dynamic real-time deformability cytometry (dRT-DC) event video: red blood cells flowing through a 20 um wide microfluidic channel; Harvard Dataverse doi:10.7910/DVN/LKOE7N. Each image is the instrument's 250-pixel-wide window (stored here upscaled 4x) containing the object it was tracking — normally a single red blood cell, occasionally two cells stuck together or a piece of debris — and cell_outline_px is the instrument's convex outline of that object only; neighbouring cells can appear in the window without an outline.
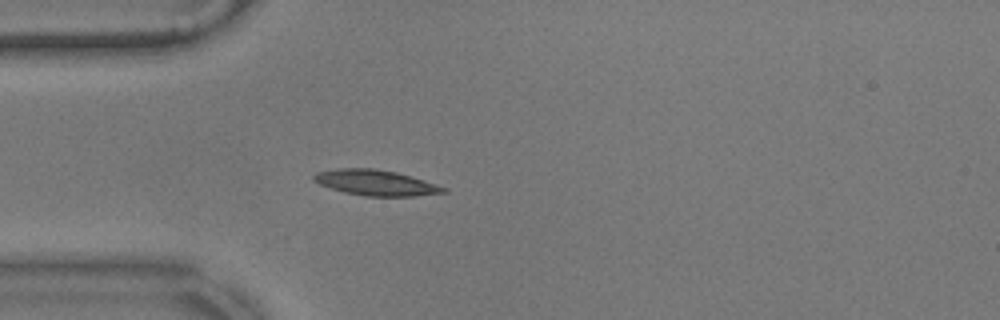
{"species": "common noctule bat (a hibernating species)", "species_latin": "Nyctalus noctula", "temperature_condition": "warm", "stored_images_in_passage": 42, "camera_frame_rate_fps": 3000, "um_per_image_px": 0.085, "animal": {"sex": "male", "body_mass_g": 17.9}, "frame": {"image": 1, "passage_image": 1, "time_ms": 0.0, "image_size_px": [1000, 320], "cell_outline_px": [[448, 192], [412, 196], [364, 196], [344, 192], [320, 184], [312, 180], [312, 176], [316, 172], [336, 168], [372, 168], [396, 172], [448, 188]], "centroid_in_image_um": [31.9, 15.53], "position_along_channel_um": 53.1, "area_um2": 19.19}}
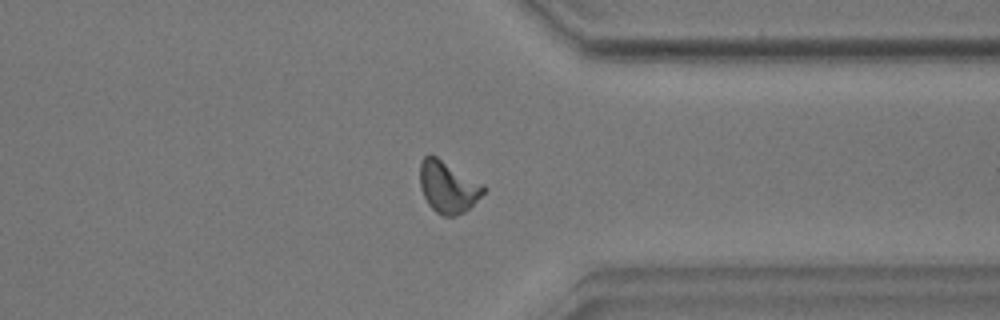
{"frame": {"image": 2, "passage_image": 29, "time_ms": 9.333, "image_size_px": [1000, 320], "cell_outline_px": [[488, 188], [464, 212], [456, 216], [444, 216], [436, 212], [428, 204], [420, 188], [420, 160], [428, 152], [432, 152], [484, 184]], "centroid_in_image_um": [38.06, 15.82], "position_along_channel_um": 373.3, "area_um2": 19.59}}
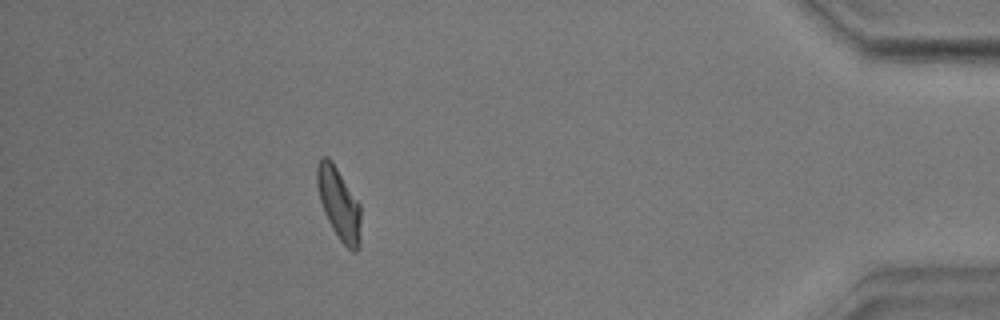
{"frame": {"image": 3, "passage_image": 36, "time_ms": 11.667, "image_size_px": [1000, 320], "cell_outline_px": [[360, 248], [356, 252], [352, 252], [340, 240], [332, 228], [324, 212], [320, 200], [316, 184], [316, 164], [320, 156], [328, 156], [332, 160], [360, 204]], "centroid_in_image_um": [28.79, 17.28], "position_along_channel_um": 406.4, "area_um2": 18.55}, "authors_computed_cell_mechanics": {"area_um2": 18.2359, "velocity_mm_per_s": 3.5388, "shape_relaxation_time_tau1_ms": 3.3503, "shape_relaxation_time_tau2_ms": 1.714, "deformation_change_tau1": 0.1565, "deformation_change_tau2": 0.0915}}